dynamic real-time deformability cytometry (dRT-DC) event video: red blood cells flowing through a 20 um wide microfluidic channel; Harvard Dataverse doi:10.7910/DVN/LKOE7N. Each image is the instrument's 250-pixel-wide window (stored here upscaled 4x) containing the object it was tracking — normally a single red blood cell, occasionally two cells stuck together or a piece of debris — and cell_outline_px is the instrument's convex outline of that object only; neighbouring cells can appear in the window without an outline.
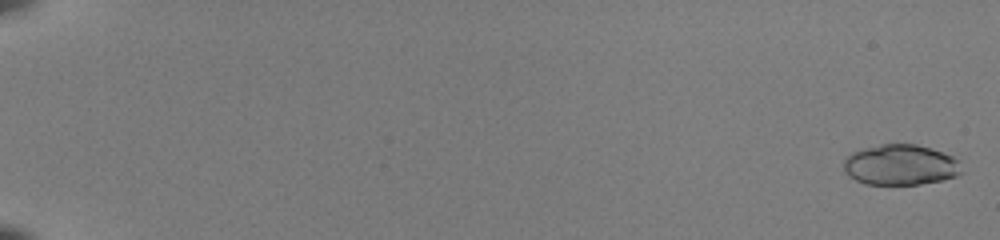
{"species": "common noctule bat (a hibernating species)", "species_latin": "Nyctalus noctula", "temperature_condition": "room temperature", "stored_images_in_passage": 54, "camera_frame_rate_fps": 3000, "um_per_image_px": 0.085, "animal": {"sex": "female", "body_mass_g": 22.0, "forearm_length_mm": 56.7}, "frame": {"image": 1, "passage_image": 2, "time_ms": 0.333, "image_size_px": [1000, 240], "cell_outline_px": [[960, 172], [956, 176], [940, 180], [920, 184], [864, 184], [848, 176], [844, 172], [844, 160], [852, 152], [864, 148], [880, 144], [916, 144], [952, 156], [956, 160]], "centroid_in_image_um": [76.46, 14.02], "position_along_channel_um": 8.5, "area_um2": 27.46}}
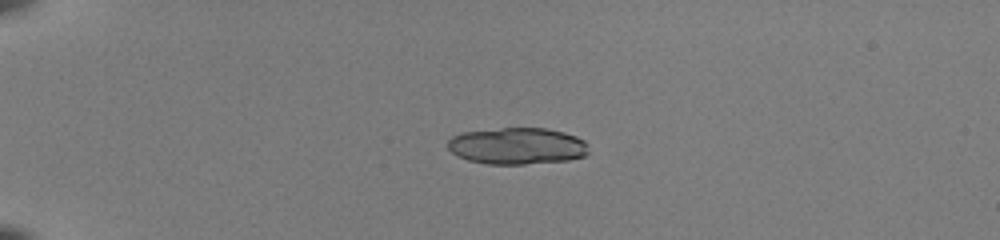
{"frame": {"image": 2, "passage_image": 16, "time_ms": 5.0, "image_size_px": [1000, 240], "cell_outline_px": [[588, 152], [584, 156], [568, 160], [524, 164], [488, 164], [468, 160], [452, 152], [448, 148], [448, 140], [452, 136], [464, 132], [500, 128], [548, 128], [564, 132], [576, 136], [584, 140], [588, 144]], "centroid_in_image_um": [43.99, 12.4], "position_along_channel_um": 41.0, "area_um2": 30.11}}
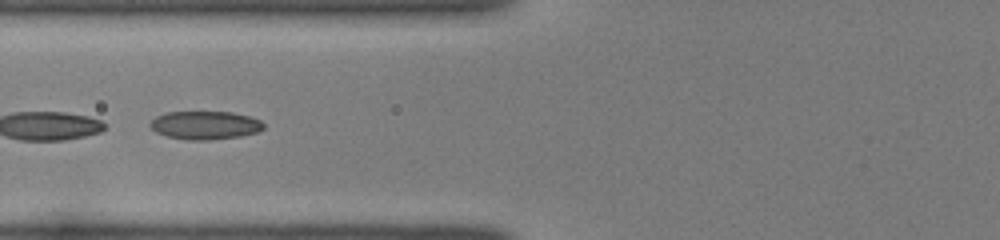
{"frame": {"image": 3, "passage_image": 26, "time_ms": 8.333, "image_size_px": [1000, 240], "cell_outline_px": [[264, 128], [256, 132], [240, 136], [212, 140], [188, 140], [168, 136], [156, 132], [148, 124], [156, 116], [168, 112], [232, 112], [248, 116], [260, 120], [264, 124]], "centroid_in_image_um": [17.43, 10.64], "position_along_channel_um": 108.4, "area_um2": 18.61}, "authors_computed_cell_mechanics": {"area_um2": 27.5706, "velocity_mm_per_s": 4.0083, "shape_relaxation_time_tau1_ms": null, "shape_relaxation_time_tau2_ms": 0.9376, "deformation_change_tau1": null, "deformation_change_tau2": 0.0555}}